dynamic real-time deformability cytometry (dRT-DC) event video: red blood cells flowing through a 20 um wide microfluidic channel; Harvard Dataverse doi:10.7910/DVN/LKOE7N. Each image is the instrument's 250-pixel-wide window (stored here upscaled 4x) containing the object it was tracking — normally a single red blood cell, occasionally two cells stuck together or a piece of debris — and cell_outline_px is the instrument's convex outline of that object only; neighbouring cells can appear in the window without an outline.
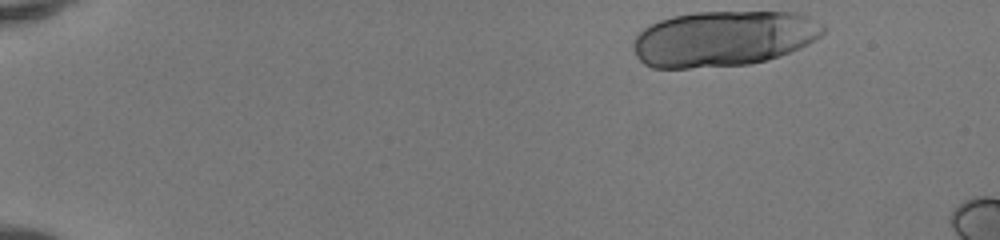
{"species": "human", "species_latin": "Homo sapiens", "temperature_condition": "room temperature", "stored_images_in_passage": 44, "segment_of_instrument_passage": [1, 2], "camera_frame_rate_fps": 3000, "um_per_image_px": 0.085, "donor": {"sex": "female"}, "frame": {"image": 1, "passage_image": 1, "time_ms": 0.0, "image_size_px": [1000, 240], "cell_outline_px": [[828, 28], [820, 36], [808, 44], [800, 48], [780, 56], [748, 64], [688, 68], [652, 68], [644, 64], [636, 56], [632, 48], [632, 44], [636, 36], [644, 28], [660, 20], [672, 16], [696, 12], [796, 12], [808, 16], [824, 24]], "centroid_in_image_um": [61.51, 3.27], "position_along_channel_um": 23.5, "area_um2": 61.73}}